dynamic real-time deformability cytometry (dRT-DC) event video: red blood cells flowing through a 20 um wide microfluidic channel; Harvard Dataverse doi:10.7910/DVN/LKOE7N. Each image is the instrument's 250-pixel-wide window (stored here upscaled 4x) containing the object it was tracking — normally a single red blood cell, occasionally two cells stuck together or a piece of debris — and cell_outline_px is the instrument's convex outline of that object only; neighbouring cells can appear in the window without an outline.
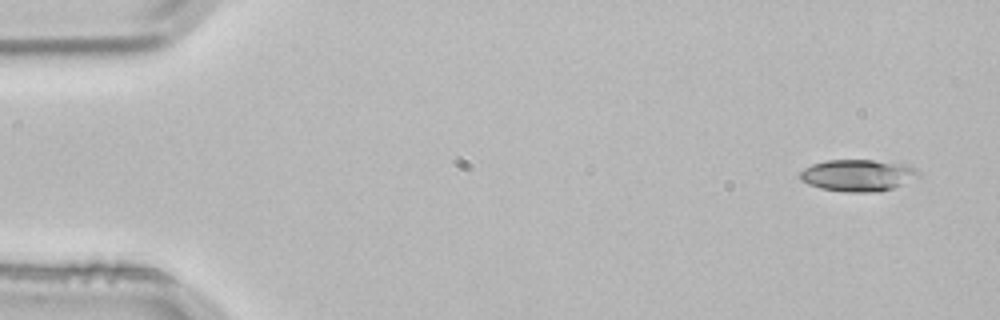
{"species": "common noctule bat (a hibernating species)", "species_latin": "Nyctalus noctula", "temperature_condition": "room temperature", "stored_images_in_passage": 4, "camera_frame_rate_fps": 3000, "um_per_image_px": 0.085, "animal": {"sex": "male", "body_mass_g": 21.5, "forearm_length_mm": 52.0}, "frame": {"image": 1, "passage_image": 1, "time_ms": 0.0, "image_size_px": [1000, 320], "cell_outline_px": [[920, 176], [892, 188], [880, 192], [844, 192], [820, 188], [808, 184], [800, 180], [800, 172], [804, 168], [812, 164], [828, 160], [872, 160], [904, 164], [912, 168]], "centroid_in_image_um": [72.86, 14.91], "position_along_channel_um": 12.1, "area_um2": 21.73}}